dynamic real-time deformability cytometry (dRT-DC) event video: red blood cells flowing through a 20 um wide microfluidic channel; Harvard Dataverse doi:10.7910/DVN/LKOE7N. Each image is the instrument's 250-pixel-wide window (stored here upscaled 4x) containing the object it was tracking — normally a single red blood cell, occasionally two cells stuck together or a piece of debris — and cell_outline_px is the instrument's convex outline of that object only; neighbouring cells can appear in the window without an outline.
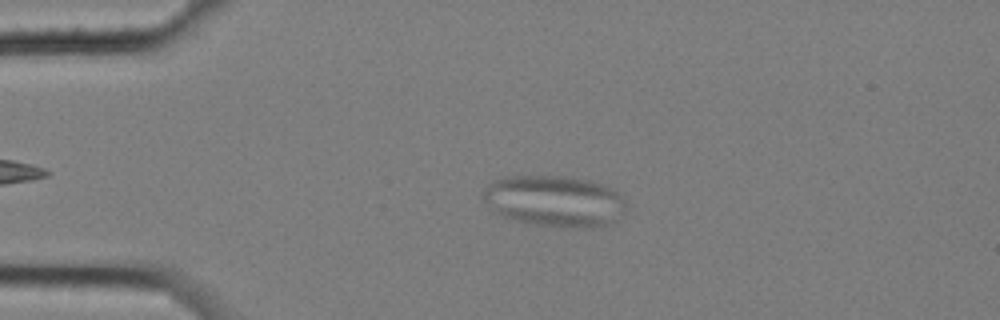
{"species": "common noctule bat (a hibernating species)", "species_latin": "Nyctalus noctula", "temperature_condition": "cold", "stored_images_in_passage": 13, "camera_frame_rate_fps": 3000, "um_per_image_px": 0.085, "animal": {"sex": "female", "body_mass_g": 25.1}, "frame": {"image": 1, "passage_image": 1, "time_ms": 0.0, "image_size_px": [1000, 320], "cell_outline_px": [[628, 204], [616, 220], [612, 224], [588, 228], [576, 228], [536, 224], [516, 220], [504, 216], [484, 200], [480, 192], [488, 184], [496, 180], [512, 176], [560, 176], [588, 180], [612, 188]], "centroid_in_image_um": [47.17, 17.09], "position_along_channel_um": 37.8, "area_um2": 42.19}}
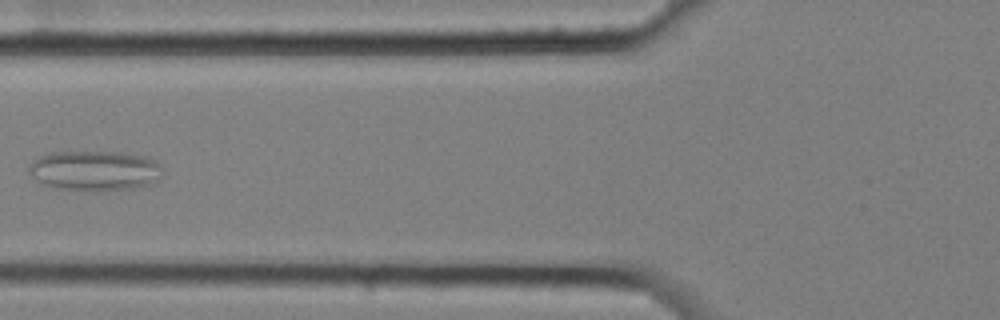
{"frame": {"image": 2, "passage_image": 4, "time_ms": 1.0, "image_size_px": [1000, 320], "cell_outline_px": [[160, 176], [156, 180], [148, 184], [132, 188], [104, 192], [96, 192], [52, 188], [44, 184], [32, 176], [28, 172], [28, 168], [40, 156], [52, 152], [116, 152], [140, 156], [156, 160], [160, 164]], "centroid_in_image_um": [8.03, 14.53], "position_along_channel_um": 117.8, "area_um2": 31.15}}
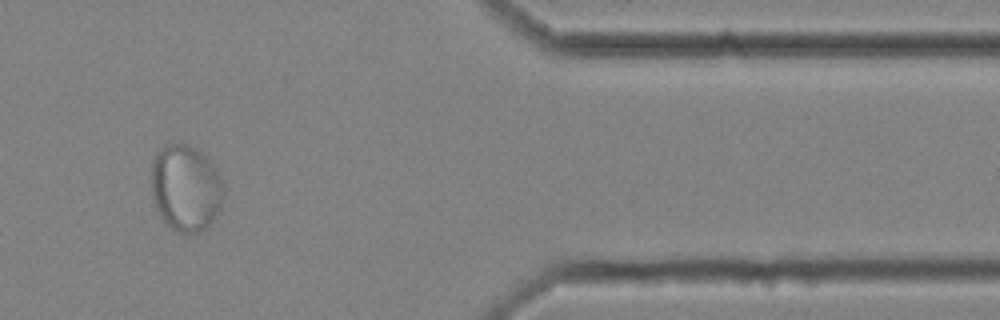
{"frame": {"image": 3, "passage_image": 11, "time_ms": 3.333, "image_size_px": [1000, 320], "cell_outline_px": [[224, 192], [220, 208], [216, 216], [200, 232], [188, 236], [172, 228], [160, 216], [156, 208], [152, 196], [152, 160], [156, 152], [160, 148], [168, 144], [192, 144], [216, 168], [220, 176], [224, 188]], "centroid_in_image_um": [15.78, 15.98], "position_along_channel_um": 395.6, "area_um2": 36.59}}